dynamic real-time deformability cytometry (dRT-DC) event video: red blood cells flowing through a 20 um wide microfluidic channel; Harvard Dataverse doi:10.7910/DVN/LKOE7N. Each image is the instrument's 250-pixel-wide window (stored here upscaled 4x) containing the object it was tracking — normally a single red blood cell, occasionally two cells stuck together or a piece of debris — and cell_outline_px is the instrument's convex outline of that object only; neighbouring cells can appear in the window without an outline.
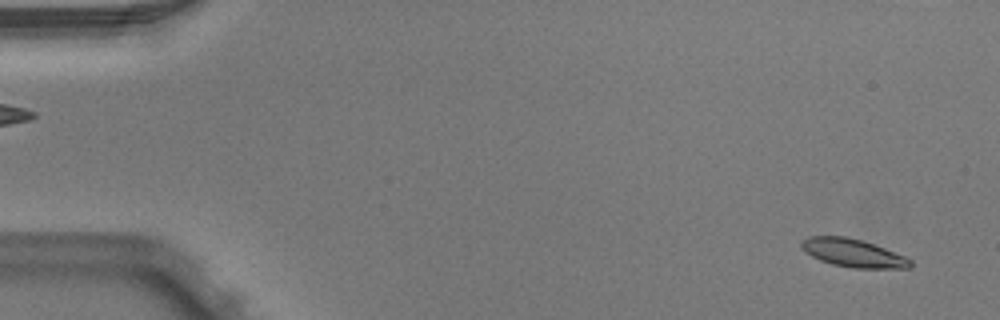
{"species": "Egyptian fruit bat (a non-hibernating species)", "species_latin": "Rousettus aegyptiacus", "temperature_condition": "warm", "stored_images_in_passage": 5, "camera_frame_rate_fps": 3000, "um_per_image_px": 0.085, "animal": {"sex": "male"}, "frame": {"image": 1, "passage_image": 1, "time_ms": 0.0, "image_size_px": [1000, 320], "cell_outline_px": [[912, 268], [852, 268], [832, 264], [820, 260], [804, 252], [800, 248], [800, 240], [808, 236], [848, 236], [884, 248], [904, 256], [912, 260]], "centroid_in_image_um": [72.46, 21.5], "position_along_channel_um": 12.5, "area_um2": 17.92}}